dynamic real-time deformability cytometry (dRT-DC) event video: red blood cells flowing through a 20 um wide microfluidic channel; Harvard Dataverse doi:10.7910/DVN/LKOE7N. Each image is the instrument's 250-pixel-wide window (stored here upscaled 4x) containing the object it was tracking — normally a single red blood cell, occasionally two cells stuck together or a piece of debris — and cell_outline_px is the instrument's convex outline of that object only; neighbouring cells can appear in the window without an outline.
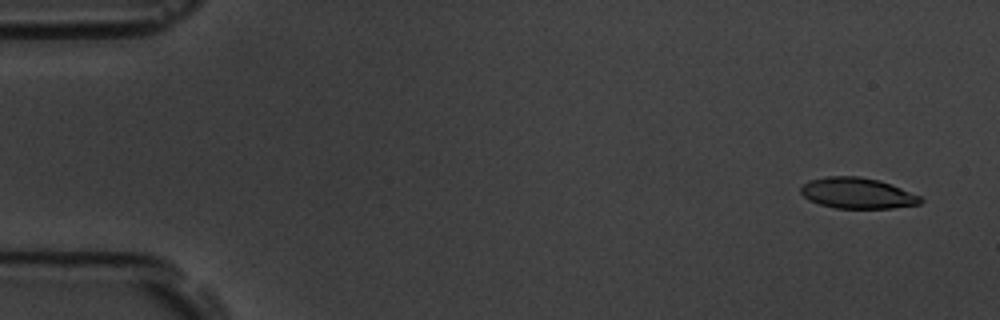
{"species": "common noctule bat (a hibernating species)", "species_latin": "Nyctalus noctula", "temperature_condition": "room temperature", "stored_images_in_passage": 5, "segment_of_instrument_passage": [1, 2], "camera_frame_rate_fps": 3000, "um_per_image_px": 0.085, "animal": {"sex": "male", "body_mass_g": 19.5, "forearm_length_mm": 54.6}, "frame": {"image": 1, "passage_image": 1, "time_ms": 0.0, "image_size_px": [1000, 320], "cell_outline_px": [[924, 200], [920, 204], [892, 208], [836, 208], [820, 204], [808, 200], [800, 192], [800, 188], [808, 180], [824, 176], [860, 176], [880, 180], [920, 196]], "centroid_in_image_um": [72.85, 16.41], "position_along_channel_um": 12.1, "area_um2": 21.56}}
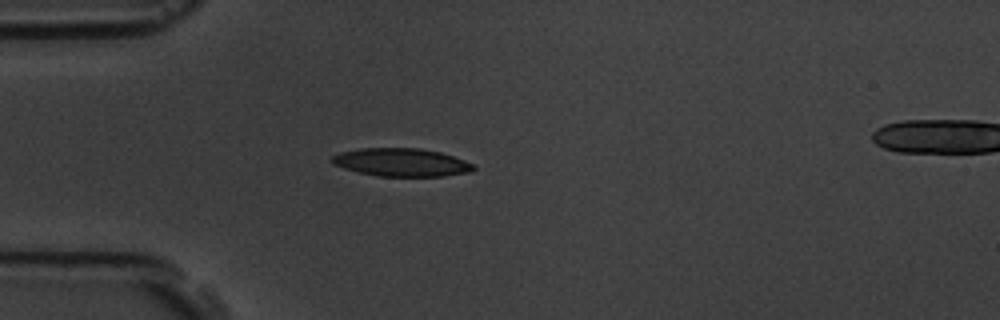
{"frame": {"image": 2, "passage_image": 4, "time_ms": 4.333, "image_size_px": [1000, 320], "cell_outline_px": [[476, 168], [472, 172], [440, 176], [380, 176], [360, 172], [344, 168], [332, 164], [328, 160], [332, 156], [340, 152], [360, 148], [420, 148], [440, 152], [476, 164]], "centroid_in_image_um": [34.12, 13.79], "position_along_channel_um": 50.9, "area_um2": 23.24}}